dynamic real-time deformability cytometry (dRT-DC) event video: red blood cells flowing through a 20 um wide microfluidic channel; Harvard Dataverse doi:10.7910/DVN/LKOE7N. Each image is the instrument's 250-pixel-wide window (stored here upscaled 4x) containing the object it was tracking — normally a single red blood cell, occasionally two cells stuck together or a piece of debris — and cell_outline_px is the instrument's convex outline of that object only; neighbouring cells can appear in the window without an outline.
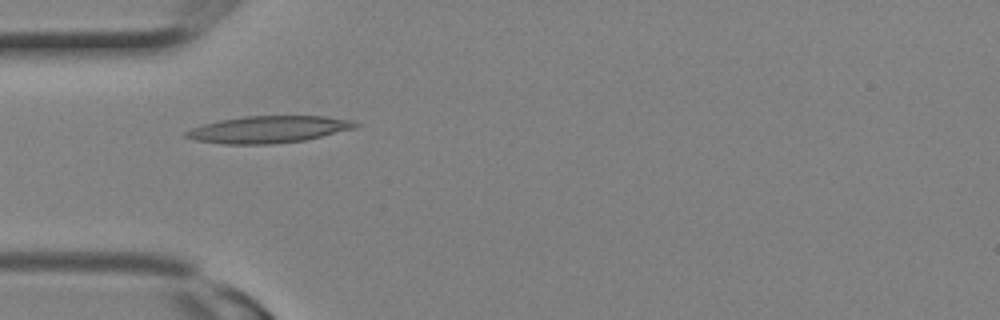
{"species": "Egyptian fruit bat (a non-hibernating species)", "species_latin": "Rousettus aegyptiacus", "temperature_condition": "room temperature", "stored_images_in_passage": 11, "camera_frame_rate_fps": 3000, "um_per_image_px": 0.085, "animal": {"sex": "female"}, "frame": {"image": 1, "passage_image": 8, "time_ms": 2.333, "image_size_px": [1000, 320], "cell_outline_px": [[360, 124], [356, 128], [304, 140], [272, 144], [224, 144], [196, 140], [184, 136], [184, 132], [192, 128], [204, 124], [220, 120], [244, 116], [324, 116], [352, 120]], "centroid_in_image_um": [22.83, 11.0], "position_along_channel_um": 62.2, "area_um2": 26.47}}
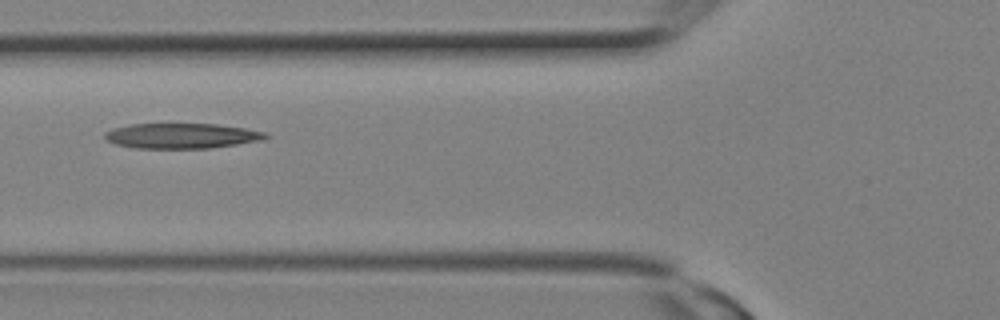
{"frame": {"image": 2, "passage_image": 10, "time_ms": 3.0, "image_size_px": [1000, 320], "cell_outline_px": [[272, 136], [260, 140], [236, 144], [208, 148], [136, 148], [116, 144], [108, 140], [104, 136], [104, 132], [112, 128], [132, 124], [216, 124], [244, 128], [268, 132]], "centroid_in_image_um": [15.46, 11.54], "position_along_channel_um": 110.3, "area_um2": 23.52}}